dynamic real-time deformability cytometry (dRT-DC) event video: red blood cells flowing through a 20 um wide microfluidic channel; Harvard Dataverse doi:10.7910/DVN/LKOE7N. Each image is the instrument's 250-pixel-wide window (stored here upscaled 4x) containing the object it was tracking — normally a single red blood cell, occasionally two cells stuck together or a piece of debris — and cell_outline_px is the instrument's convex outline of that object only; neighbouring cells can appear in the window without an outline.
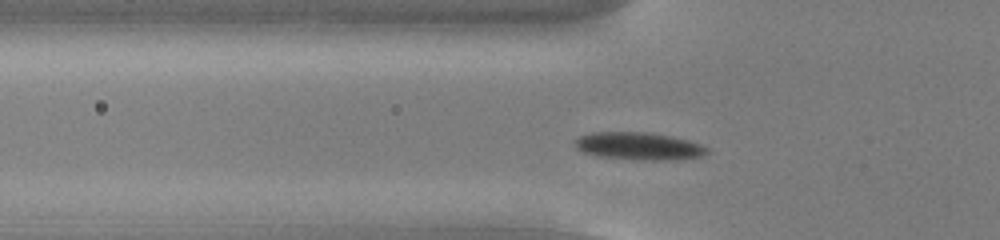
{"species": "common noctule bat (a hibernating species)", "species_latin": "Nyctalus noctula", "temperature_condition": "cold", "stored_images_in_passage": 45, "camera_frame_rate_fps": 3000, "um_per_image_px": 0.085, "animal": {"sex": "male", "body_mass_g": 13.0, "forearm_length_mm": 53.1}, "frame": {"image": 1, "passage_image": 10, "time_ms": 3.0, "image_size_px": [1000, 240], "cell_outline_px": [[712, 152], [704, 156], [676, 160], [640, 160], [600, 156], [584, 152], [576, 148], [576, 140], [580, 136], [592, 132], [652, 132], [672, 136], [688, 140], [712, 148]], "centroid_in_image_um": [54.42, 12.42], "position_along_channel_um": 71.4, "area_um2": 21.5}}
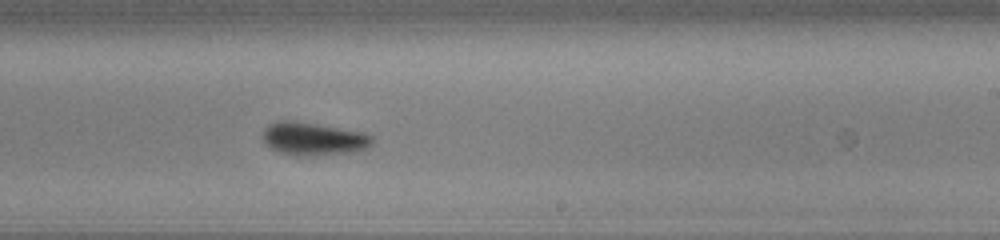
{"frame": {"image": 2, "passage_image": 25, "time_ms": 8.0, "image_size_px": [1000, 240], "cell_outline_px": [[372, 144], [368, 148], [356, 152], [312, 156], [292, 156], [280, 152], [272, 148], [264, 140], [264, 128], [268, 124], [276, 120], [292, 120], [364, 132], [372, 136]], "centroid_in_image_um": [26.66, 11.81], "position_along_channel_um": 262.3, "area_um2": 21.21}}
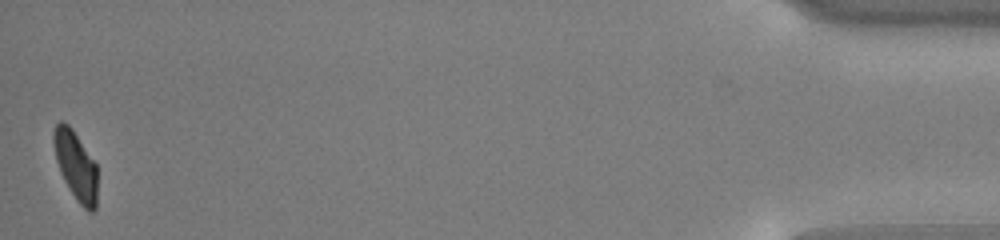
{"frame": {"image": 3, "passage_image": 45, "time_ms": 14.667, "image_size_px": [1000, 240], "cell_outline_px": [[96, 208], [92, 212], [88, 212], [80, 204], [64, 180], [60, 172], [56, 160], [52, 140], [52, 132], [56, 124], [60, 120], [68, 124], [72, 128], [96, 164]], "centroid_in_image_um": [6.41, 14.04], "position_along_channel_um": 428.8, "area_um2": 17.4}, "authors_computed_cell_mechanics": {"area_um2": 20.3456, "velocity_mm_per_s": 3.8349, "shape_relaxation_time_tau1_ms": 2.1047, "shape_relaxation_time_tau2_ms": 4.3932, "deformation_change_tau1": 0.1382, "deformation_change_tau2": 0.087}}